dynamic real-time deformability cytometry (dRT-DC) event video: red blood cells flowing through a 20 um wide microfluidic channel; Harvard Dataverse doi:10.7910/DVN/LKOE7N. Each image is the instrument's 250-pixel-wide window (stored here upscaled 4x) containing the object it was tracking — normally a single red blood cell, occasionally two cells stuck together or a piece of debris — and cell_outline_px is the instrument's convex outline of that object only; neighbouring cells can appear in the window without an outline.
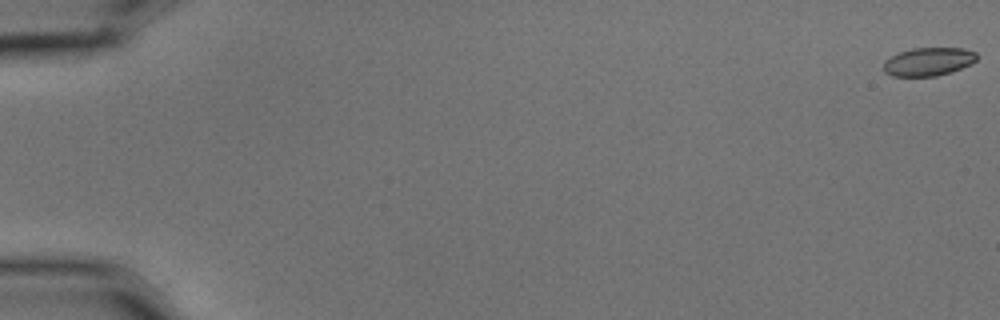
{"species": "common noctule bat (a hibernating species)", "species_latin": "Nyctalus noctula", "temperature_condition": "cold", "stored_images_in_passage": 6, "camera_frame_rate_fps": 3000, "um_per_image_px": 0.085, "animal": {"sex": "male", "body_mass_g": 15.6}, "frame": {"image": 1, "passage_image": 1, "time_ms": 0.0, "image_size_px": [1000, 320], "cell_outline_px": [[976, 60], [972, 64], [936, 76], [892, 76], [884, 72], [884, 60], [900, 52], [912, 48], [964, 48], [976, 52]], "centroid_in_image_um": [78.9, 5.23], "position_along_channel_um": 6.1, "area_um2": 15.26}}
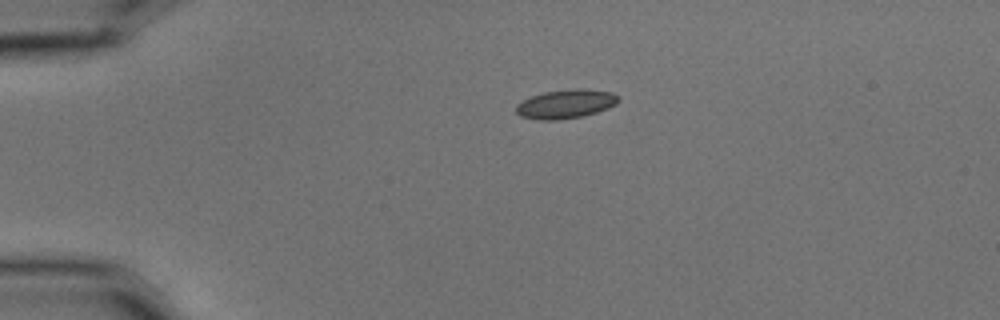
{"frame": {"image": 2, "passage_image": 4, "time_ms": 1.0, "image_size_px": [1000, 320], "cell_outline_px": [[620, 100], [616, 104], [608, 108], [596, 112], [580, 116], [556, 120], [540, 120], [520, 116], [516, 112], [516, 104], [520, 100], [544, 92], [576, 88], [580, 88], [612, 92], [620, 96]], "centroid_in_image_um": [48.08, 8.83], "position_along_channel_um": 36.9, "area_um2": 17.28}}
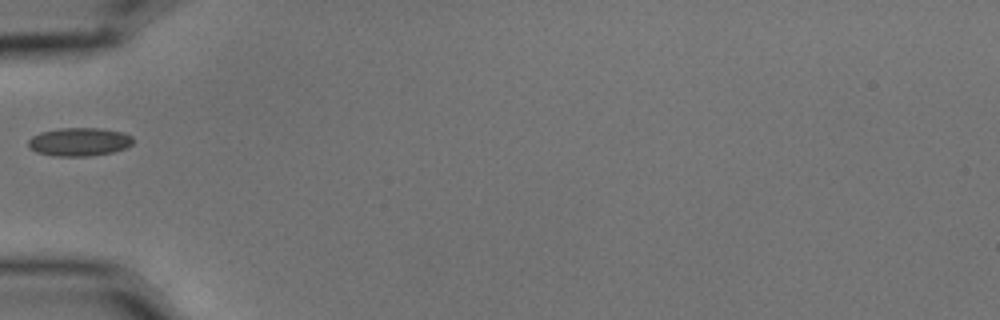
{"frame": {"image": 3, "passage_image": 6, "time_ms": 1.667, "image_size_px": [1000, 320], "cell_outline_px": [[132, 144], [124, 148], [112, 152], [92, 156], [56, 156], [36, 152], [28, 148], [28, 140], [32, 136], [40, 132], [60, 128], [100, 128], [124, 132], [132, 136]], "centroid_in_image_um": [6.71, 12.05], "position_along_channel_um": 78.3, "area_um2": 17.4}}